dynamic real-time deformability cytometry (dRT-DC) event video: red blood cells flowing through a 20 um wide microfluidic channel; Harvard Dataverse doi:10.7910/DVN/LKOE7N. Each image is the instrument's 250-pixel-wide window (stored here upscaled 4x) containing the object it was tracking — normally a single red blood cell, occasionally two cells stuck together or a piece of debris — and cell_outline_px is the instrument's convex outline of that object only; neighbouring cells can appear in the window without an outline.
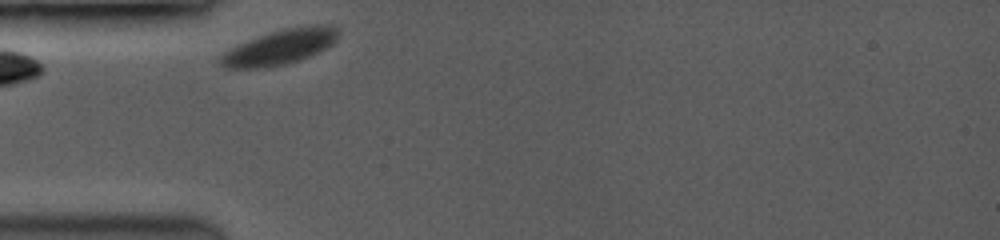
{"species": "common noctule bat (a hibernating species)", "species_latin": "Nyctalus noctula", "temperature_condition": "room temperature", "stored_images_in_passage": 25, "camera_frame_rate_fps": 3500, "um_per_image_px": 0.085, "animal": {"sex": "female", "body_mass_g": 19.0, "forearm_length_mm": 53.3}, "frame": {"image": 1, "passage_image": 1, "time_ms": 0.0, "image_size_px": [1000, 240], "cell_outline_px": [[336, 40], [328, 48], [300, 60], [284, 64], [256, 68], [228, 68], [220, 64], [220, 56], [224, 52], [240, 44], [260, 36], [284, 28], [308, 24], [328, 24], [336, 28]], "centroid_in_image_um": [23.84, 3.98], "position_along_channel_um": 61.2, "area_um2": 23.64}}
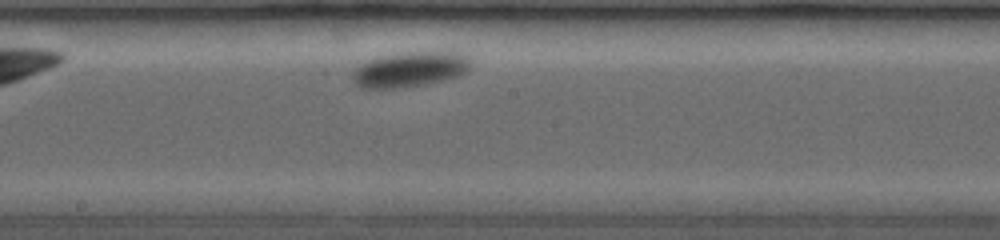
{"frame": {"image": 2, "passage_image": 10, "time_ms": 4.571, "image_size_px": [1000, 240], "cell_outline_px": [[468, 72], [444, 80], [424, 84], [388, 88], [360, 88], [352, 80], [352, 76], [356, 68], [360, 64], [368, 60], [396, 52], [460, 52], [468, 56]], "centroid_in_image_um": [34.82, 5.88], "position_along_channel_um": 213.4, "area_um2": 23.99}}
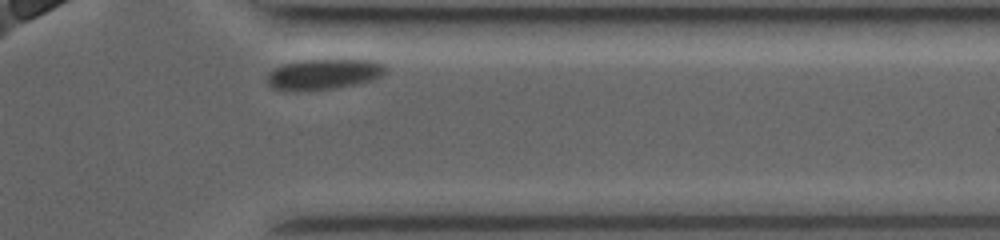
{"frame": {"image": 3, "passage_image": 23, "time_ms": 9.429, "image_size_px": [1000, 240], "cell_outline_px": [[384, 72], [380, 76], [368, 80], [352, 84], [332, 88], [292, 92], [284, 92], [272, 88], [268, 84], [268, 76], [276, 68], [288, 64], [304, 60], [372, 60], [380, 64], [384, 68]], "centroid_in_image_um": [27.43, 6.33], "position_along_channel_um": 384.0, "area_um2": 20.4}}